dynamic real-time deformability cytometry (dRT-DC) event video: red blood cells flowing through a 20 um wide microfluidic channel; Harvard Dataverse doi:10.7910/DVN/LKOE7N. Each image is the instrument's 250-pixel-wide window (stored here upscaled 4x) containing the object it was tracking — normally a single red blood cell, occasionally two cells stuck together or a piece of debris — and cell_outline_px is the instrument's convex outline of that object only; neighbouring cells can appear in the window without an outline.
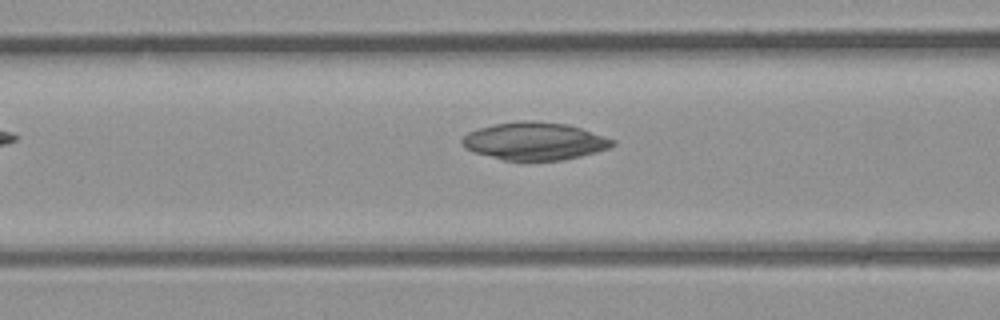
{"species": "common noctule bat (a hibernating species)", "species_latin": "Nyctalus noctula", "temperature_condition": "room temperature", "stored_images_in_passage": 26, "camera_frame_rate_fps": 3000, "um_per_image_px": 0.085, "animal": {"sex": "male", "body_mass_g": 23.1, "forearm_length_mm": 52.7}, "frame": {"image": 1, "passage_image": 4, "time_ms": 1.0, "image_size_px": [1000, 320], "cell_outline_px": [[616, 144], [608, 148], [596, 152], [564, 160], [504, 160], [472, 152], [464, 148], [460, 140], [468, 132], [480, 128], [496, 124], [524, 120], [532, 120], [568, 124], [616, 140]], "centroid_in_image_um": [45.43, 12.0], "position_along_channel_um": 121.2, "area_um2": 32.95}}
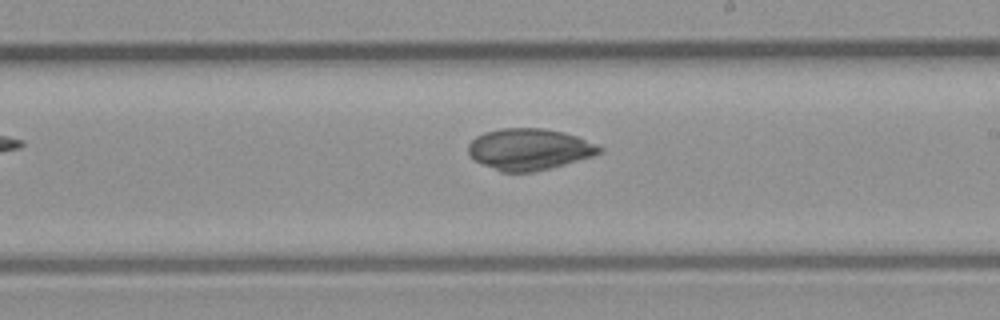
{"frame": {"image": 2, "passage_image": 11, "time_ms": 3.333, "image_size_px": [1000, 320], "cell_outline_px": [[604, 148], [600, 152], [592, 156], [564, 164], [532, 172], [500, 172], [472, 160], [468, 152], [468, 144], [476, 136], [484, 132], [504, 128], [544, 128], [564, 132], [576, 136], [596, 144]], "centroid_in_image_um": [44.94, 12.68], "position_along_channel_um": 244.1, "area_um2": 31.62}}
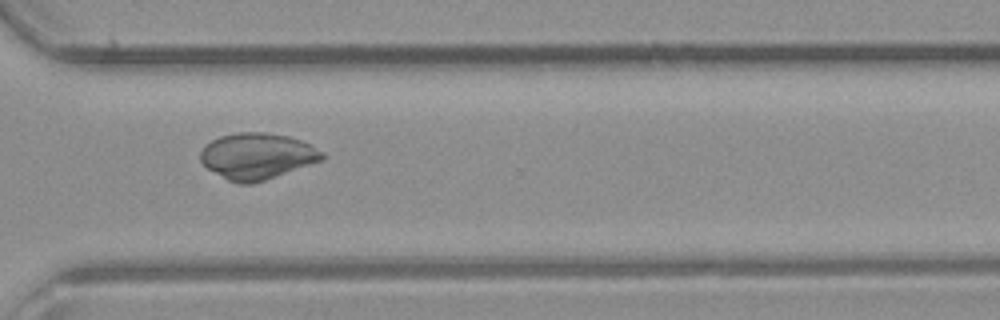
{"frame": {"image": 3, "passage_image": 17, "time_ms": 5.333, "image_size_px": [1000, 320], "cell_outline_px": [[324, 156], [320, 160], [264, 180], [252, 184], [240, 184], [228, 180], [208, 168], [200, 160], [200, 152], [204, 144], [220, 136], [236, 132], [264, 132], [288, 136], [300, 140], [324, 152]], "centroid_in_image_um": [21.8, 13.25], "position_along_channel_um": 348.8, "area_um2": 32.31}}